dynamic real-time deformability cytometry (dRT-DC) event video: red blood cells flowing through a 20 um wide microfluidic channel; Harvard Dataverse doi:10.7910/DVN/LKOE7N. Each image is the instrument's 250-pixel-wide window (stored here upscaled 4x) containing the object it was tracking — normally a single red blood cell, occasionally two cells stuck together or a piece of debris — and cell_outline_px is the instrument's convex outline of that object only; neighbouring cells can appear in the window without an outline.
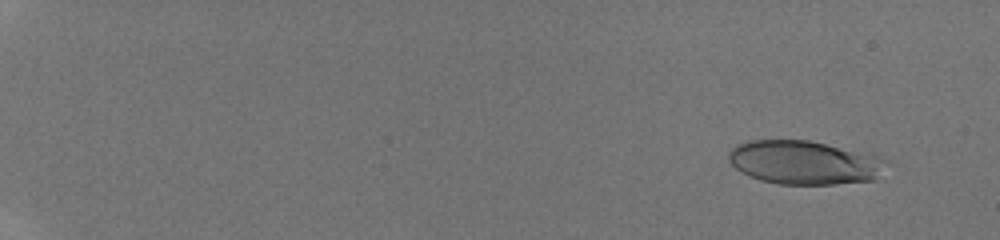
{"species": "human", "species_latin": "Homo sapiens", "temperature_condition": "room temperature", "stored_images_in_passage": 32, "camera_frame_rate_fps": 3000, "um_per_image_px": 0.085, "donor": {"sex": "male"}, "frame": {"image": 1, "passage_image": 3, "time_ms": 1.0, "image_size_px": [1000, 240], "cell_outline_px": [[884, 160], [876, 176], [872, 180], [836, 184], [780, 184], [760, 180], [748, 176], [740, 172], [728, 160], [728, 152], [732, 148], [748, 140], [808, 140], [876, 156]], "centroid_in_image_um": [68.23, 13.82], "position_along_channel_um": 16.8, "area_um2": 39.3}}
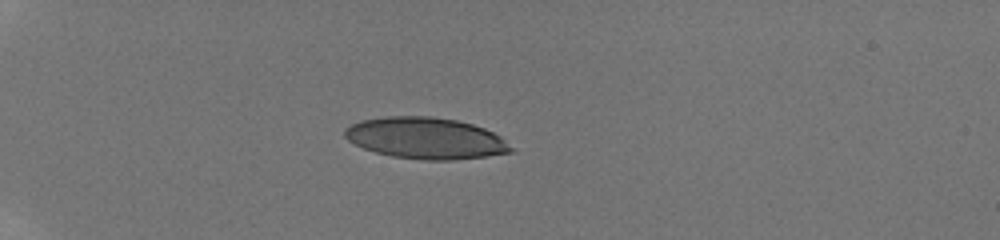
{"frame": {"image": 2, "passage_image": 19, "time_ms": 5.333, "image_size_px": [1000, 240], "cell_outline_px": [[516, 148], [512, 152], [488, 156], [452, 160], [424, 160], [392, 156], [376, 152], [364, 148], [348, 140], [344, 136], [344, 128], [360, 120], [384, 116], [432, 116], [456, 120], [472, 124], [484, 128], [500, 136]], "centroid_in_image_um": [36.21, 11.74], "position_along_channel_um": 48.8, "area_um2": 40.29}}
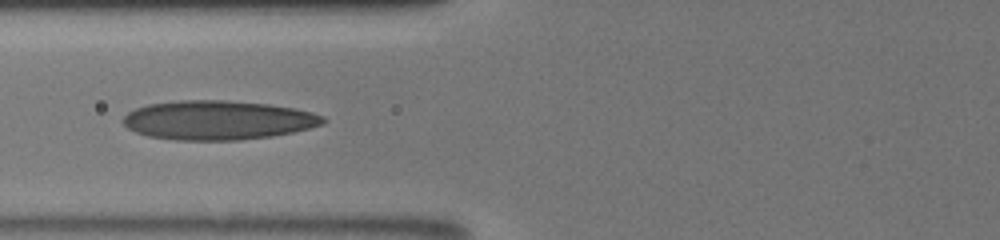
{"frame": {"image": 3, "passage_image": 31, "time_ms": 8.0, "image_size_px": [1000, 240], "cell_outline_px": [[328, 120], [324, 124], [292, 132], [272, 136], [240, 140], [176, 140], [148, 136], [136, 132], [128, 128], [120, 120], [128, 112], [136, 108], [148, 104], [180, 100], [224, 100], [268, 104], [296, 108], [312, 112], [324, 116]], "centroid_in_image_um": [18.53, 10.21], "position_along_channel_um": 107.3, "area_um2": 45.84}}